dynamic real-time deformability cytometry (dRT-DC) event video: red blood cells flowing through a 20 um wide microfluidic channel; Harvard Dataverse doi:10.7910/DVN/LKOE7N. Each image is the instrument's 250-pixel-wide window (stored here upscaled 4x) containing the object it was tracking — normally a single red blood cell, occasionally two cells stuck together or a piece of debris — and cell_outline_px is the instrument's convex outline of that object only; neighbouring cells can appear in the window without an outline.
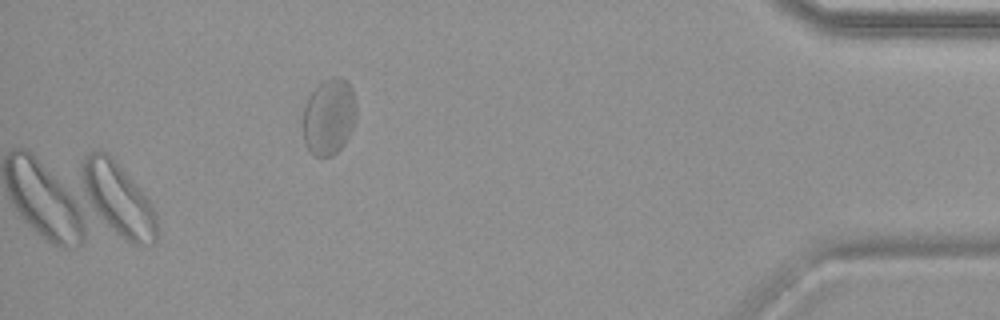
{"species": "common noctule bat (a hibernating species)", "species_latin": "Nyctalus noctula", "temperature_condition": "warm", "stored_images_in_passage": 42, "camera_frame_rate_fps": 3000, "um_per_image_px": 0.085, "animal": {"sex": "female", "body_mass_g": 19.9}, "frame": {"image": 1, "passage_image": 42, "time_ms": 13.667, "image_size_px": [1000, 320], "cell_outline_px": [[356, 120], [344, 144], [332, 156], [316, 156], [304, 144], [304, 108], [308, 96], [324, 80], [332, 76], [340, 76], [348, 80], [352, 88], [356, 104]], "centroid_in_image_um": [27.99, 9.88], "position_along_channel_um": 407.2, "area_um2": 23.76}}